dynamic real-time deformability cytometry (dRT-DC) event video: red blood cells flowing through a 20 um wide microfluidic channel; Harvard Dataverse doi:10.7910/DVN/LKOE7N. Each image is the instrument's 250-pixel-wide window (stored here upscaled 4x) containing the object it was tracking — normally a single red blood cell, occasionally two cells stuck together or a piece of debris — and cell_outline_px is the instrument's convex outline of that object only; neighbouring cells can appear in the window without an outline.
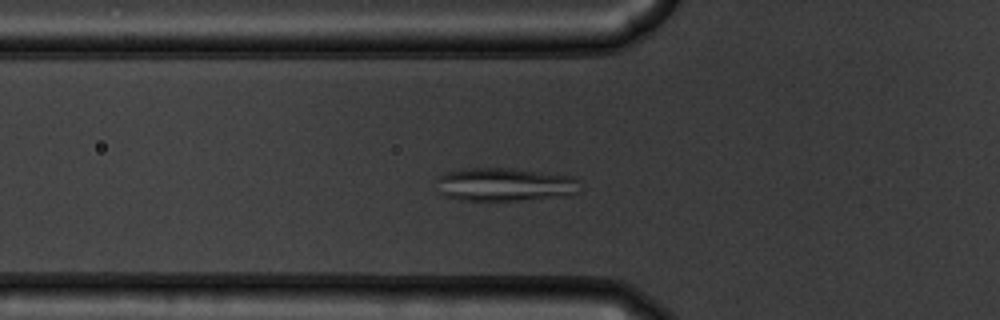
{"species": "common noctule bat (a hibernating species)", "species_latin": "Nyctalus noctula", "temperature_condition": "warm", "stored_images_in_passage": 54, "camera_frame_rate_fps": 3000, "um_per_image_px": 0.085, "animal": {"sex": "male", "body_mass_g": 19.5, "forearm_length_mm": 54.6}, "frame": {"image": 1, "passage_image": 17, "time_ms": 5.333, "image_size_px": [1000, 320], "cell_outline_px": [[580, 180], [576, 192], [572, 196], [520, 200], [460, 200], [444, 196], [440, 192], [436, 180], [436, 176], [448, 172], [464, 168], [512, 168], [572, 176]], "centroid_in_image_um": [42.91, 15.68], "position_along_channel_um": 82.9, "area_um2": 28.09}}
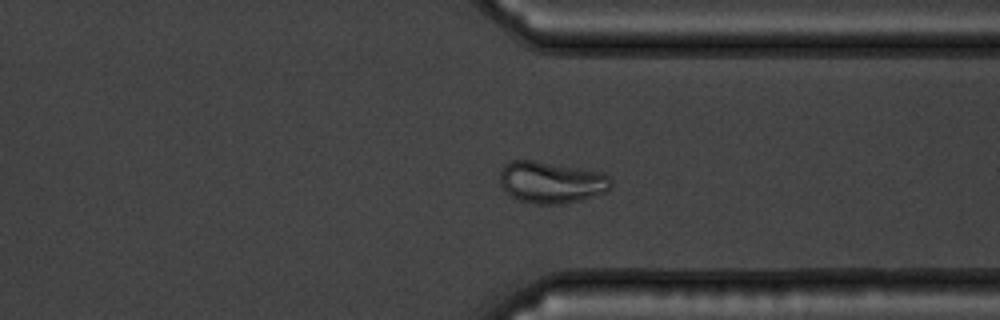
{"frame": {"image": 2, "passage_image": 40, "time_ms": 13.0, "image_size_px": [1000, 320], "cell_outline_px": [[612, 184], [608, 192], [580, 200], [560, 204], [532, 204], [520, 200], [504, 192], [500, 184], [500, 168], [504, 164], [512, 160], [532, 160], [604, 172], [612, 180]], "centroid_in_image_um": [46.85, 15.49], "position_along_channel_um": 364.5, "area_um2": 27.34}}
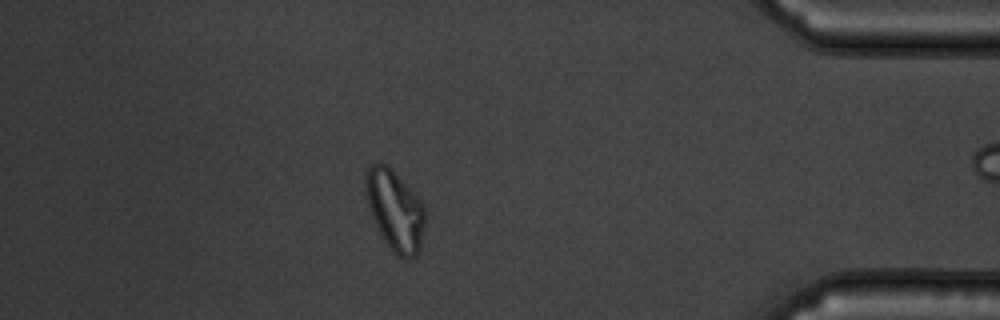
{"frame": {"image": 3, "passage_image": 46, "time_ms": 15.0, "image_size_px": [1000, 320], "cell_outline_px": [[424, 224], [420, 248], [416, 256], [408, 260], [404, 260], [388, 244], [380, 232], [372, 216], [368, 204], [368, 168], [372, 164], [388, 164], [416, 192], [424, 208]], "centroid_in_image_um": [33.64, 17.87], "position_along_channel_um": 401.6, "area_um2": 27.11}}